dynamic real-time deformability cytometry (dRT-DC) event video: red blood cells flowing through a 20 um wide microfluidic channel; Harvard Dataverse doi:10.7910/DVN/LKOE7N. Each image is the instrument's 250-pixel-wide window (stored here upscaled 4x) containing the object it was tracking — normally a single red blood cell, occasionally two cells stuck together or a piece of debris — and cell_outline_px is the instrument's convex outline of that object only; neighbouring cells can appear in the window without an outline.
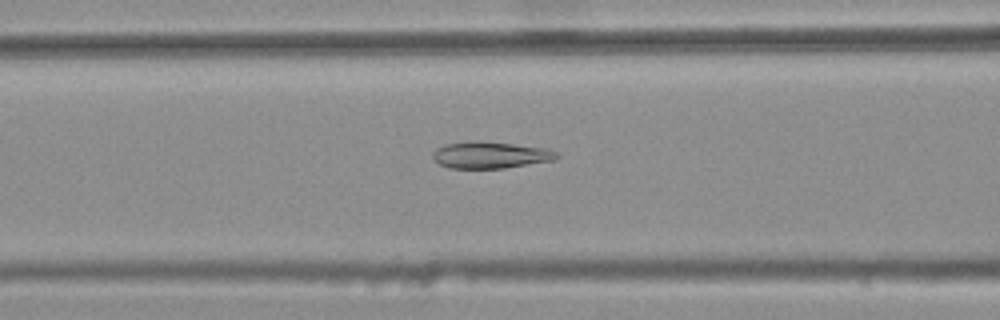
{"species": "common noctule bat (a hibernating species)", "species_latin": "Nyctalus noctula", "temperature_condition": "warm", "stored_images_in_passage": 36, "camera_frame_rate_fps": 3000, "um_per_image_px": 0.085, "animal": {"sex": "female", "body_mass_g": 25.1}, "frame": {"image": 1, "passage_image": 10, "time_ms": 3.0, "image_size_px": [1000, 320], "cell_outline_px": [[560, 156], [556, 160], [504, 168], [448, 168], [440, 164], [432, 156], [432, 152], [436, 148], [444, 144], [476, 140], [480, 140], [544, 148], [556, 152]], "centroid_in_image_um": [41.66, 13.17], "position_along_channel_um": 124.9, "area_um2": 19.31}}
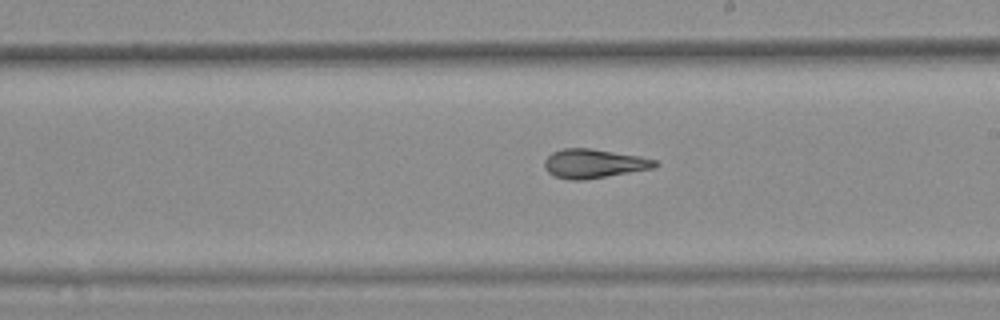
{"frame": {"image": 2, "passage_image": 19, "time_ms": 6.0, "image_size_px": [1000, 320], "cell_outline_px": [[660, 164], [656, 168], [584, 180], [568, 180], [556, 176], [548, 172], [544, 168], [544, 160], [552, 152], [564, 148], [592, 148], [640, 156], [656, 160]], "centroid_in_image_um": [50.5, 13.9], "position_along_channel_um": 238.5, "area_um2": 18.9}}
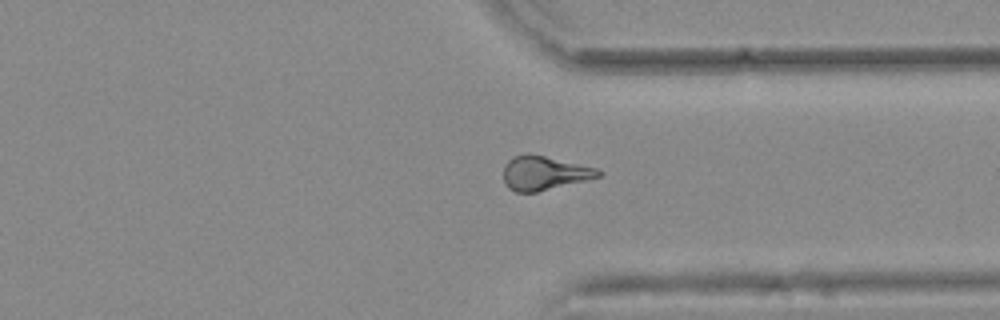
{"frame": {"image": 3, "passage_image": 29, "time_ms": 9.333, "image_size_px": [1000, 320], "cell_outline_px": [[604, 172], [600, 176], [588, 180], [536, 192], [516, 192], [508, 188], [504, 184], [504, 164], [512, 156], [528, 152], [596, 168]], "centroid_in_image_um": [46.23, 14.7], "position_along_channel_um": 365.2, "area_um2": 18.96}, "authors_computed_cell_mechanics": {"area_um2": 18.5249, "velocity_mm_per_s": 3.7972, "shape_relaxation_time_tau1_ms": null, "shape_relaxation_time_tau2_ms": 2.0749, "deformation_change_tau1": null, "deformation_change_tau2": 0.0896}}